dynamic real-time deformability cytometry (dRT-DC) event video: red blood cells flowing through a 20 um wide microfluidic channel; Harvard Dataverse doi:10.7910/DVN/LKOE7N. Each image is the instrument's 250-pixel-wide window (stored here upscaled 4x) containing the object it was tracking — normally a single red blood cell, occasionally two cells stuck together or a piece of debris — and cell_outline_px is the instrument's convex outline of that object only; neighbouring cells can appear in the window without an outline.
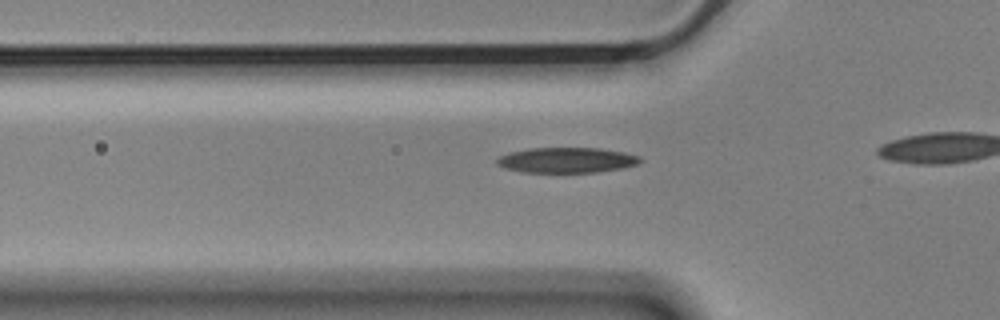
{"species": "Egyptian fruit bat (a non-hibernating species)", "species_latin": "Rousettus aegyptiacus", "temperature_condition": "cold", "stored_images_in_passage": 17, "camera_frame_rate_fps": 3000, "um_per_image_px": 0.085, "animal": {"sex": "male"}, "frame": {"image": 1, "passage_image": 12, "time_ms": 3.667, "image_size_px": [1000, 320], "cell_outline_px": [[644, 160], [640, 164], [624, 168], [596, 172], [524, 172], [504, 168], [496, 164], [496, 160], [500, 156], [508, 152], [528, 148], [600, 148], [624, 152], [640, 156]], "centroid_in_image_um": [48.21, 13.61], "position_along_channel_um": 77.6, "area_um2": 21.39}}
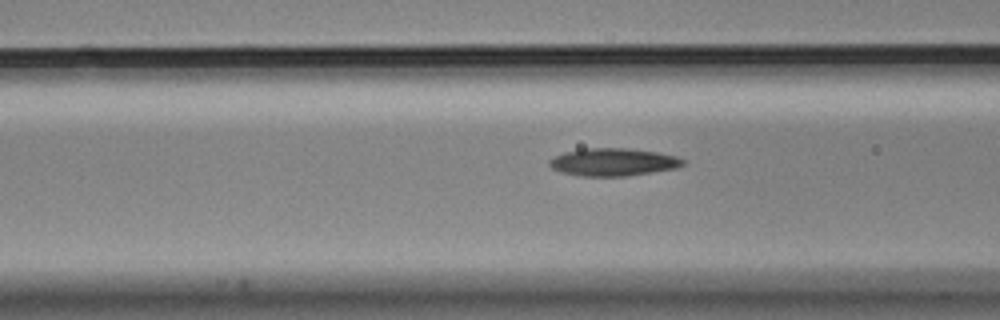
{"frame": {"image": 2, "passage_image": 15, "time_ms": 4.667, "image_size_px": [1000, 320], "cell_outline_px": [[684, 164], [676, 168], [628, 176], [580, 176], [560, 172], [552, 168], [548, 164], [548, 160], [564, 152], [584, 148], [628, 148], [656, 152], [676, 156], [684, 160]], "centroid_in_image_um": [52.09, 13.78], "position_along_channel_um": 114.5, "area_um2": 21.56}}